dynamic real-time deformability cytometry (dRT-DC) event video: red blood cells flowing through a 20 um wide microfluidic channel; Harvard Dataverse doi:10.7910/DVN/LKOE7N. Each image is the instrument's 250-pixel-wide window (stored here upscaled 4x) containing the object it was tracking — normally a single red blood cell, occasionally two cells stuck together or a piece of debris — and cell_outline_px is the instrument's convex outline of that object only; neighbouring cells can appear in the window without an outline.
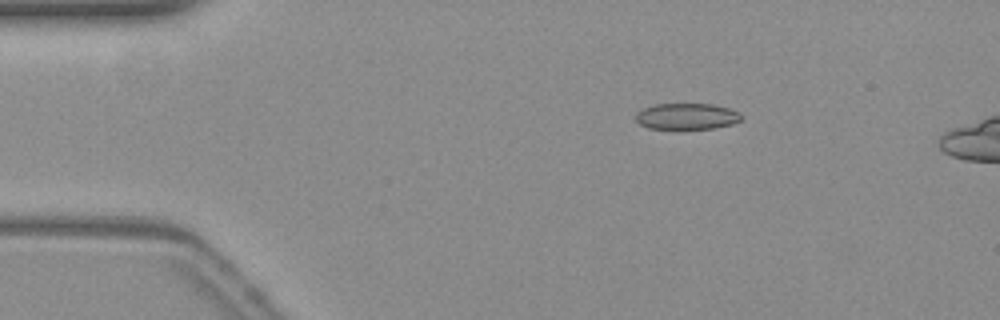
{"species": "common noctule bat (a hibernating species)", "species_latin": "Nyctalus noctula", "temperature_condition": "warm", "stored_images_in_passage": 15, "camera_frame_rate_fps": 3000, "um_per_image_px": 0.085, "animal": {"sex": "female", "body_mass_g": 19.3, "forearm_length_mm": 54.1}, "frame": {"image": 1, "passage_image": 9, "time_ms": 2.667, "image_size_px": [1000, 320], "cell_outline_px": [[740, 120], [732, 124], [712, 128], [648, 128], [640, 124], [636, 120], [636, 112], [644, 108], [656, 104], [712, 104], [728, 108], [736, 112], [740, 116]], "centroid_in_image_um": [58.33, 9.88], "position_along_channel_um": 26.7, "area_um2": 15.72}}